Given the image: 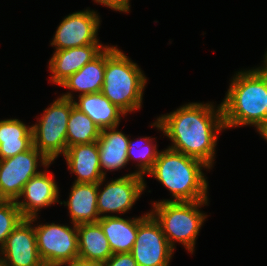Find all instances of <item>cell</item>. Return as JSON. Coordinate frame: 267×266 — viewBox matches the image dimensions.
<instances>
[{"mask_svg": "<svg viewBox=\"0 0 267 266\" xmlns=\"http://www.w3.org/2000/svg\"><path fill=\"white\" fill-rule=\"evenodd\" d=\"M210 104L190 103L171 114L159 117L152 125L171 139L169 148L199 159L211 168L217 132L225 129L222 105L214 110ZM216 111V112H215Z\"/></svg>", "mask_w": 267, "mask_h": 266, "instance_id": "obj_1", "label": "cell"}, {"mask_svg": "<svg viewBox=\"0 0 267 266\" xmlns=\"http://www.w3.org/2000/svg\"><path fill=\"white\" fill-rule=\"evenodd\" d=\"M266 95V66L238 72L221 103L225 128L264 126Z\"/></svg>", "mask_w": 267, "mask_h": 266, "instance_id": "obj_2", "label": "cell"}, {"mask_svg": "<svg viewBox=\"0 0 267 266\" xmlns=\"http://www.w3.org/2000/svg\"><path fill=\"white\" fill-rule=\"evenodd\" d=\"M202 167L210 169L199 159L167 148L159 152L153 168L147 174L153 175L172 192L174 200H163L165 202L208 200V183Z\"/></svg>", "mask_w": 267, "mask_h": 266, "instance_id": "obj_3", "label": "cell"}, {"mask_svg": "<svg viewBox=\"0 0 267 266\" xmlns=\"http://www.w3.org/2000/svg\"><path fill=\"white\" fill-rule=\"evenodd\" d=\"M146 84L138 65L117 47L105 48V71L101 93L125 114L141 108Z\"/></svg>", "mask_w": 267, "mask_h": 266, "instance_id": "obj_4", "label": "cell"}, {"mask_svg": "<svg viewBox=\"0 0 267 266\" xmlns=\"http://www.w3.org/2000/svg\"><path fill=\"white\" fill-rule=\"evenodd\" d=\"M208 200L192 202H155L154 212L150 213L159 222L170 246L174 248V242H181L185 248L193 253L195 239L206 218L198 207L207 204ZM175 240V241H174Z\"/></svg>", "mask_w": 267, "mask_h": 266, "instance_id": "obj_5", "label": "cell"}, {"mask_svg": "<svg viewBox=\"0 0 267 266\" xmlns=\"http://www.w3.org/2000/svg\"><path fill=\"white\" fill-rule=\"evenodd\" d=\"M73 106L72 94H63L45 109L39 124L31 126L33 146L50 162L67 150V125Z\"/></svg>", "mask_w": 267, "mask_h": 266, "instance_id": "obj_6", "label": "cell"}, {"mask_svg": "<svg viewBox=\"0 0 267 266\" xmlns=\"http://www.w3.org/2000/svg\"><path fill=\"white\" fill-rule=\"evenodd\" d=\"M38 159L45 167L51 164L34 146L13 157L0 160V200L16 201L20 198L24 185L39 173L36 170Z\"/></svg>", "mask_w": 267, "mask_h": 266, "instance_id": "obj_7", "label": "cell"}, {"mask_svg": "<svg viewBox=\"0 0 267 266\" xmlns=\"http://www.w3.org/2000/svg\"><path fill=\"white\" fill-rule=\"evenodd\" d=\"M45 224L34 227L39 255L45 266H58L78 257L77 225Z\"/></svg>", "mask_w": 267, "mask_h": 266, "instance_id": "obj_8", "label": "cell"}, {"mask_svg": "<svg viewBox=\"0 0 267 266\" xmlns=\"http://www.w3.org/2000/svg\"><path fill=\"white\" fill-rule=\"evenodd\" d=\"M173 250L151 213L139 217L137 237L131 251L138 266H169Z\"/></svg>", "mask_w": 267, "mask_h": 266, "instance_id": "obj_9", "label": "cell"}, {"mask_svg": "<svg viewBox=\"0 0 267 266\" xmlns=\"http://www.w3.org/2000/svg\"><path fill=\"white\" fill-rule=\"evenodd\" d=\"M104 180L105 177L98 183L97 211L99 215L108 212H127L146 187L143 176L138 175L137 172L112 180L101 191L99 186Z\"/></svg>", "mask_w": 267, "mask_h": 266, "instance_id": "obj_10", "label": "cell"}, {"mask_svg": "<svg viewBox=\"0 0 267 266\" xmlns=\"http://www.w3.org/2000/svg\"><path fill=\"white\" fill-rule=\"evenodd\" d=\"M100 19L96 12H75L63 19L58 26L51 45L56 51L73 47L100 44L97 40V31Z\"/></svg>", "mask_w": 267, "mask_h": 266, "instance_id": "obj_11", "label": "cell"}, {"mask_svg": "<svg viewBox=\"0 0 267 266\" xmlns=\"http://www.w3.org/2000/svg\"><path fill=\"white\" fill-rule=\"evenodd\" d=\"M36 217L23 219L2 246L0 258L4 266H45L36 243L35 229L31 226Z\"/></svg>", "mask_w": 267, "mask_h": 266, "instance_id": "obj_12", "label": "cell"}, {"mask_svg": "<svg viewBox=\"0 0 267 266\" xmlns=\"http://www.w3.org/2000/svg\"><path fill=\"white\" fill-rule=\"evenodd\" d=\"M53 177L40 171L24 185L20 195L24 200L15 201L24 219L36 217L40 208L59 202V189Z\"/></svg>", "mask_w": 267, "mask_h": 266, "instance_id": "obj_13", "label": "cell"}, {"mask_svg": "<svg viewBox=\"0 0 267 266\" xmlns=\"http://www.w3.org/2000/svg\"><path fill=\"white\" fill-rule=\"evenodd\" d=\"M106 47L102 44H89L55 51L49 61V69L53 74L51 81L60 85L86 63L96 58Z\"/></svg>", "mask_w": 267, "mask_h": 266, "instance_id": "obj_14", "label": "cell"}, {"mask_svg": "<svg viewBox=\"0 0 267 266\" xmlns=\"http://www.w3.org/2000/svg\"><path fill=\"white\" fill-rule=\"evenodd\" d=\"M64 157L71 173H75V183H99L104 174L99 162L97 141L68 147Z\"/></svg>", "mask_w": 267, "mask_h": 266, "instance_id": "obj_15", "label": "cell"}, {"mask_svg": "<svg viewBox=\"0 0 267 266\" xmlns=\"http://www.w3.org/2000/svg\"><path fill=\"white\" fill-rule=\"evenodd\" d=\"M98 183H74L68 206L72 223L75 225L97 222L102 216L97 211Z\"/></svg>", "mask_w": 267, "mask_h": 266, "instance_id": "obj_16", "label": "cell"}, {"mask_svg": "<svg viewBox=\"0 0 267 266\" xmlns=\"http://www.w3.org/2000/svg\"><path fill=\"white\" fill-rule=\"evenodd\" d=\"M116 128L102 129L97 140L99 162L104 177L106 172H103V169L118 170L128 163L129 138Z\"/></svg>", "mask_w": 267, "mask_h": 266, "instance_id": "obj_17", "label": "cell"}, {"mask_svg": "<svg viewBox=\"0 0 267 266\" xmlns=\"http://www.w3.org/2000/svg\"><path fill=\"white\" fill-rule=\"evenodd\" d=\"M108 239L113 254L131 252L137 237L139 218L124 219L103 215L97 221Z\"/></svg>", "mask_w": 267, "mask_h": 266, "instance_id": "obj_18", "label": "cell"}, {"mask_svg": "<svg viewBox=\"0 0 267 266\" xmlns=\"http://www.w3.org/2000/svg\"><path fill=\"white\" fill-rule=\"evenodd\" d=\"M74 106L89 116L102 130L119 125L120 116L126 115L101 92L79 95V101H73Z\"/></svg>", "mask_w": 267, "mask_h": 266, "instance_id": "obj_19", "label": "cell"}, {"mask_svg": "<svg viewBox=\"0 0 267 266\" xmlns=\"http://www.w3.org/2000/svg\"><path fill=\"white\" fill-rule=\"evenodd\" d=\"M32 146V127H27L18 119L0 121V160L25 152Z\"/></svg>", "mask_w": 267, "mask_h": 266, "instance_id": "obj_20", "label": "cell"}, {"mask_svg": "<svg viewBox=\"0 0 267 266\" xmlns=\"http://www.w3.org/2000/svg\"><path fill=\"white\" fill-rule=\"evenodd\" d=\"M78 257L106 262L113 255L108 239L98 222L77 225Z\"/></svg>", "mask_w": 267, "mask_h": 266, "instance_id": "obj_21", "label": "cell"}, {"mask_svg": "<svg viewBox=\"0 0 267 266\" xmlns=\"http://www.w3.org/2000/svg\"><path fill=\"white\" fill-rule=\"evenodd\" d=\"M105 71V49L91 62L64 80L60 85L81 95L101 92Z\"/></svg>", "mask_w": 267, "mask_h": 266, "instance_id": "obj_22", "label": "cell"}, {"mask_svg": "<svg viewBox=\"0 0 267 266\" xmlns=\"http://www.w3.org/2000/svg\"><path fill=\"white\" fill-rule=\"evenodd\" d=\"M100 133L101 129L89 116L75 106L72 107L66 133L67 149L72 145L95 142Z\"/></svg>", "mask_w": 267, "mask_h": 266, "instance_id": "obj_23", "label": "cell"}, {"mask_svg": "<svg viewBox=\"0 0 267 266\" xmlns=\"http://www.w3.org/2000/svg\"><path fill=\"white\" fill-rule=\"evenodd\" d=\"M144 140L145 145L140 146V141L137 140L136 143L129 140L127 157L128 161L132 158L133 160L138 159L139 163V171H137L138 175L143 176V174H147L154 166V162L156 161L159 152L156 150V145L153 146L150 141V137L142 138ZM151 142V143H150ZM136 157V159H134Z\"/></svg>", "mask_w": 267, "mask_h": 266, "instance_id": "obj_24", "label": "cell"}, {"mask_svg": "<svg viewBox=\"0 0 267 266\" xmlns=\"http://www.w3.org/2000/svg\"><path fill=\"white\" fill-rule=\"evenodd\" d=\"M23 219L15 201L0 200V249L6 238Z\"/></svg>", "mask_w": 267, "mask_h": 266, "instance_id": "obj_25", "label": "cell"}, {"mask_svg": "<svg viewBox=\"0 0 267 266\" xmlns=\"http://www.w3.org/2000/svg\"><path fill=\"white\" fill-rule=\"evenodd\" d=\"M104 265L105 266H138L131 252L113 254L107 259L106 262H104Z\"/></svg>", "mask_w": 267, "mask_h": 266, "instance_id": "obj_26", "label": "cell"}, {"mask_svg": "<svg viewBox=\"0 0 267 266\" xmlns=\"http://www.w3.org/2000/svg\"><path fill=\"white\" fill-rule=\"evenodd\" d=\"M95 2L122 12L130 10L129 0H95Z\"/></svg>", "mask_w": 267, "mask_h": 266, "instance_id": "obj_27", "label": "cell"}, {"mask_svg": "<svg viewBox=\"0 0 267 266\" xmlns=\"http://www.w3.org/2000/svg\"><path fill=\"white\" fill-rule=\"evenodd\" d=\"M65 264H68V266H105L104 262L87 260L80 257H76L70 261L63 262L58 266H62Z\"/></svg>", "mask_w": 267, "mask_h": 266, "instance_id": "obj_28", "label": "cell"}, {"mask_svg": "<svg viewBox=\"0 0 267 266\" xmlns=\"http://www.w3.org/2000/svg\"><path fill=\"white\" fill-rule=\"evenodd\" d=\"M258 131L267 141V125L261 126Z\"/></svg>", "mask_w": 267, "mask_h": 266, "instance_id": "obj_29", "label": "cell"}, {"mask_svg": "<svg viewBox=\"0 0 267 266\" xmlns=\"http://www.w3.org/2000/svg\"><path fill=\"white\" fill-rule=\"evenodd\" d=\"M266 93H267V66H266ZM265 125H267V95H266Z\"/></svg>", "mask_w": 267, "mask_h": 266, "instance_id": "obj_30", "label": "cell"}, {"mask_svg": "<svg viewBox=\"0 0 267 266\" xmlns=\"http://www.w3.org/2000/svg\"><path fill=\"white\" fill-rule=\"evenodd\" d=\"M264 62L266 63L265 66H267V53L265 55V61Z\"/></svg>", "mask_w": 267, "mask_h": 266, "instance_id": "obj_31", "label": "cell"}]
</instances>
